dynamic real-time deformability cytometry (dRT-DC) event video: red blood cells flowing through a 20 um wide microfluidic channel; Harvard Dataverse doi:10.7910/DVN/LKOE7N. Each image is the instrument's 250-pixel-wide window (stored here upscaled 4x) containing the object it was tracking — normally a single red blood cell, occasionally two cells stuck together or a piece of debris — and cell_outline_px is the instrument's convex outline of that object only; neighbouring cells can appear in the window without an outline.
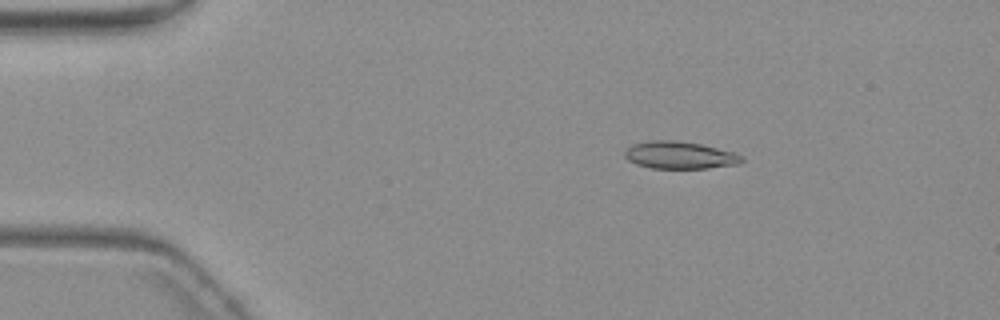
{"species": "common noctule bat (a hibernating species)", "species_latin": "Nyctalus noctula", "temperature_condition": "warm", "stored_images_in_passage": 4, "camera_frame_rate_fps": 3000, "um_per_image_px": 0.085, "animal": {"sex": "female", "body_mass_g": 19.3, "forearm_length_mm": 54.1}, "frame": {"image": 1, "passage_image": 3, "time_ms": 2.333, "image_size_px": [1000, 320], "cell_outline_px": [[744, 160], [740, 164], [708, 168], [648, 168], [636, 164], [628, 160], [624, 156], [624, 148], [632, 144], [652, 140], [672, 140], [700, 144], [736, 152], [744, 156]], "centroid_in_image_um": [57.78, 13.19], "position_along_channel_um": 27.2, "area_um2": 18.9}}